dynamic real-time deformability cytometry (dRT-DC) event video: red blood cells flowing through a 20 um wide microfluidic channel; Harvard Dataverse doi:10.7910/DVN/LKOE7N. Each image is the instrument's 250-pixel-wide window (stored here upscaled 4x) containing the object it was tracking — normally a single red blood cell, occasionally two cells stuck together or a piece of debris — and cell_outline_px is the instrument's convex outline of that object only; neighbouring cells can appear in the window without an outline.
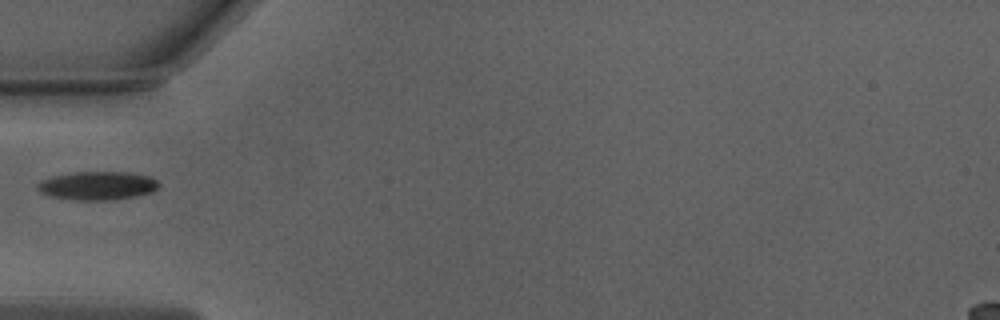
{"species": "Egyptian fruit bat (a non-hibernating species)", "species_latin": "Rousettus aegyptiacus", "temperature_condition": "warm", "stored_images_in_passage": 35, "camera_frame_rate_fps": 3000, "um_per_image_px": 0.085, "animal": {"sex": "male"}, "frame": {"image": 1, "passage_image": 1, "time_ms": 0.0, "image_size_px": [1000, 320], "cell_outline_px": [[160, 184], [152, 192], [136, 196], [112, 200], [76, 200], [48, 196], [40, 192], [36, 188], [36, 184], [40, 180], [52, 176], [76, 172], [128, 172], [152, 176]], "centroid_in_image_um": [8.26, 15.78], "position_along_channel_um": 76.7, "area_um2": 20.35}}
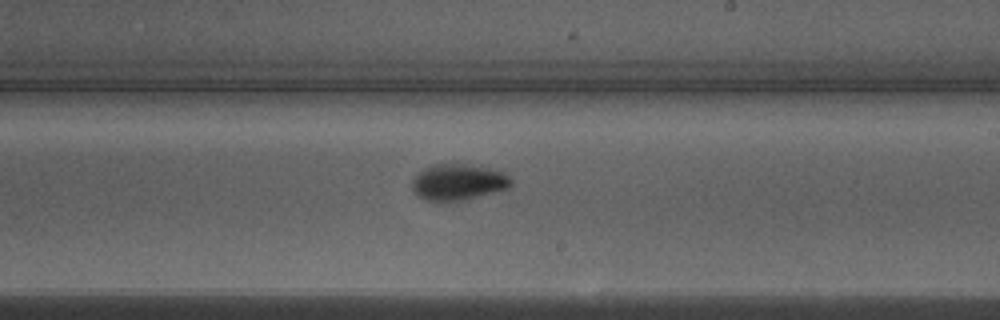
{"frame": {"image": 2, "passage_image": 14, "time_ms": 4.333, "image_size_px": [1000, 320], "cell_outline_px": [[512, 184], [508, 188], [468, 200], [424, 200], [416, 196], [412, 192], [412, 180], [424, 168], [432, 164], [452, 160], [488, 168], [504, 172], [512, 180]], "centroid_in_image_um": [38.93, 15.44], "position_along_channel_um": 250.1, "area_um2": 21.5}}
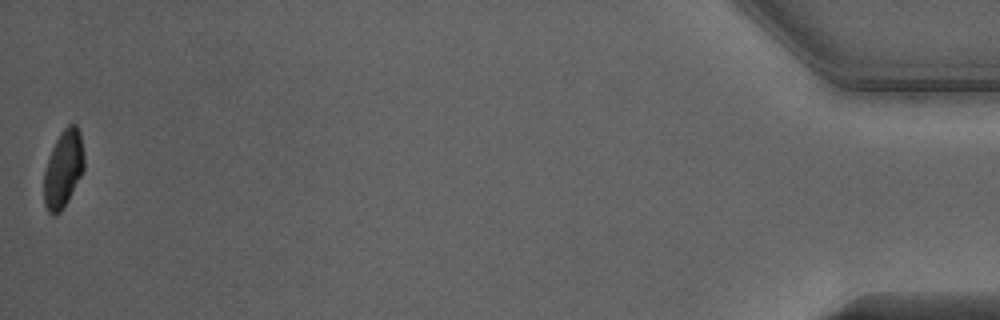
{"frame": {"image": 3, "passage_image": 35, "time_ms": 11.333, "image_size_px": [1000, 320], "cell_outline_px": [[84, 168], [68, 200], [60, 212], [56, 216], [52, 216], [48, 212], [44, 204], [44, 172], [52, 148], [60, 132], [68, 124], [76, 124], [80, 132], [84, 156]], "centroid_in_image_um": [5.37, 14.37], "position_along_channel_um": 429.8, "area_um2": 18.03}}